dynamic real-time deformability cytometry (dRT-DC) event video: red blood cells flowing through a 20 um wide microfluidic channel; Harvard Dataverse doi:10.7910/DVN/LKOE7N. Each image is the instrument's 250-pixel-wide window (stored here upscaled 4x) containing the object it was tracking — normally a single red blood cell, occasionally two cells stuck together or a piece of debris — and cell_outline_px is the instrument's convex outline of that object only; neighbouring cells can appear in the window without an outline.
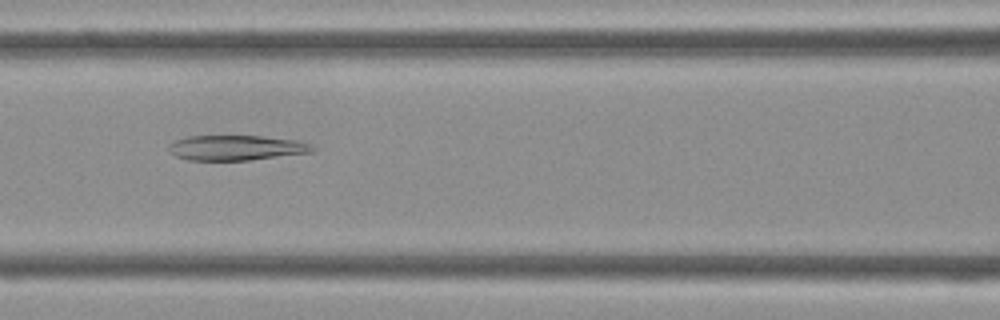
{"species": "Egyptian fruit bat (a non-hibernating species)", "species_latin": "Rousettus aegyptiacus", "temperature_condition": "cold", "stored_images_in_passage": 43, "camera_frame_rate_fps": 3000, "um_per_image_px": 0.085, "frame": {"image": 1, "passage_image": 18, "time_ms": 5.667, "image_size_px": [1000, 320], "cell_outline_px": [[316, 148], [312, 152], [248, 160], [188, 160], [176, 156], [168, 148], [168, 144], [176, 140], [188, 136], [264, 136], [296, 140], [312, 144]], "centroid_in_image_um": [20.1, 12.55], "position_along_channel_um": 146.5, "area_um2": 20.92}}
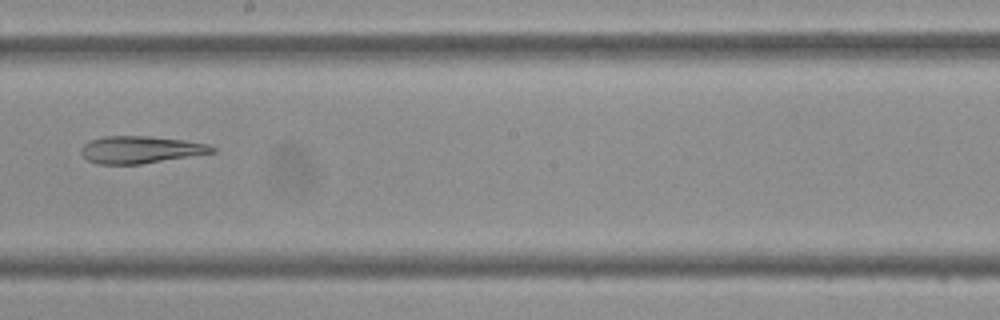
{"frame": {"image": 2, "passage_image": 24, "time_ms": 7.667, "image_size_px": [1000, 320], "cell_outline_px": [[216, 152], [140, 164], [96, 164], [88, 160], [80, 152], [80, 148], [84, 144], [92, 140], [104, 136], [152, 136], [184, 140], [208, 144], [216, 148]], "centroid_in_image_um": [11.94, 12.72], "position_along_channel_um": 236.3, "area_um2": 20.75}}
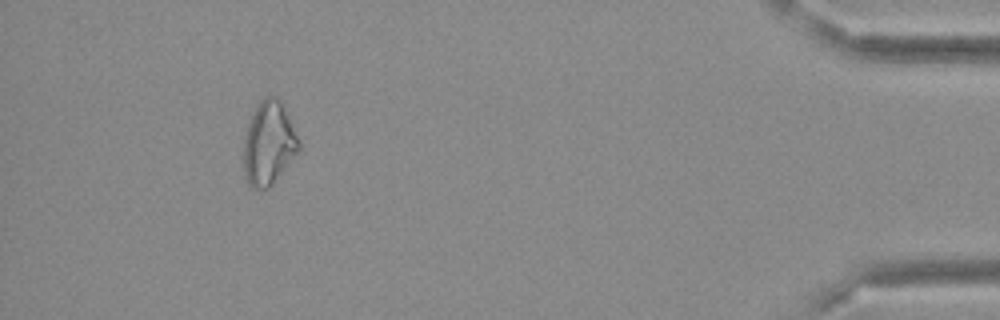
{"frame": {"image": 3, "passage_image": 40, "time_ms": 13.0, "image_size_px": [1000, 320], "cell_outline_px": [[300, 148], [272, 184], [268, 188], [252, 188], [248, 184], [244, 176], [244, 136], [248, 124], [260, 100], [264, 96], [276, 96], [284, 104], [300, 140]], "centroid_in_image_um": [22.85, 12.15], "position_along_channel_um": 412.4, "area_um2": 26.76}}